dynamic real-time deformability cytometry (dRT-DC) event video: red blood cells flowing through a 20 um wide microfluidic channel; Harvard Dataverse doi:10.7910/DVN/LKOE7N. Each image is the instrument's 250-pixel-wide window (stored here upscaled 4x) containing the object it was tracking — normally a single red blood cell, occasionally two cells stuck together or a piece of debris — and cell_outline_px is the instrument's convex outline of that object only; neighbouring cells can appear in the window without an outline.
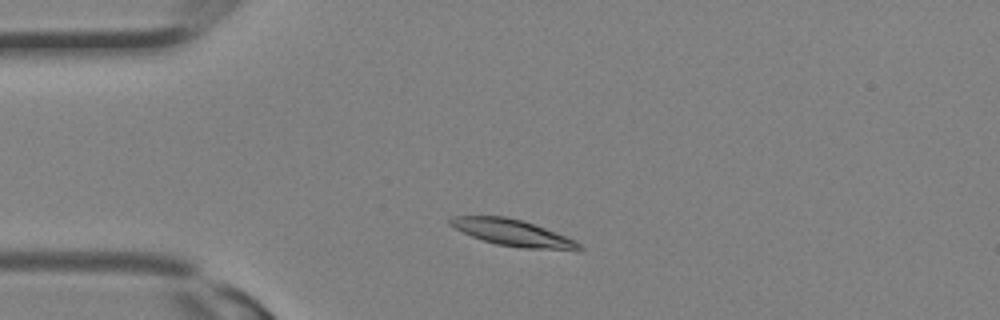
{"species": "Egyptian fruit bat (a non-hibernating species)", "species_latin": "Rousettus aegyptiacus", "temperature_condition": "room temperature", "stored_images_in_passage": 17, "camera_frame_rate_fps": 3000, "um_per_image_px": 0.085, "animal": {"sex": "female"}, "frame": {"image": 1, "passage_image": 4, "time_ms": 1.0, "image_size_px": [1000, 320], "cell_outline_px": [[584, 248], [580, 252], [576, 252], [524, 248], [496, 244], [472, 236], [448, 224], [448, 220], [452, 216], [504, 216], [520, 220], [544, 228], [576, 240]], "centroid_in_image_um": [43.68, 19.82], "position_along_channel_um": 41.3, "area_um2": 20.0}}
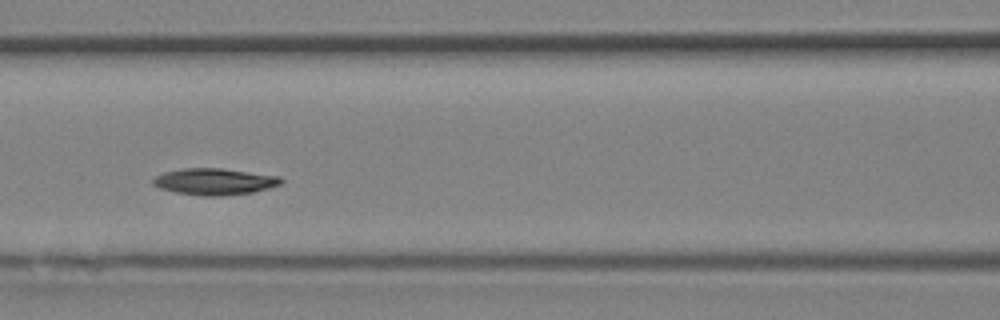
{"frame": {"image": 2, "passage_image": 10, "time_ms": 3.0, "image_size_px": [1000, 320], "cell_outline_px": [[284, 180], [280, 184], [268, 188], [252, 192], [220, 196], [200, 196], [176, 192], [160, 188], [152, 184], [152, 180], [156, 176], [164, 172], [180, 168], [220, 168], [280, 176]], "centroid_in_image_um": [18.21, 15.43], "position_along_channel_um": 148.4, "area_um2": 19.77}}
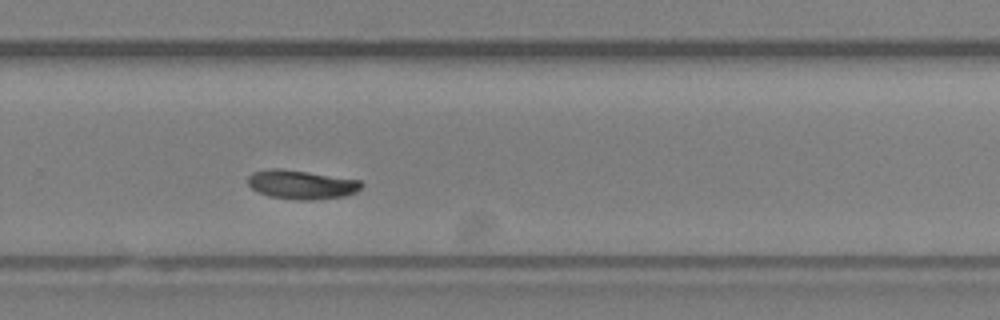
{"frame": {"image": 3, "passage_image": 17, "time_ms": 5.333, "image_size_px": [1000, 320], "cell_outline_px": [[364, 184], [356, 192], [344, 196], [308, 200], [300, 200], [268, 196], [252, 188], [248, 184], [248, 176], [252, 172], [268, 168], [276, 168], [308, 172], [360, 180]], "centroid_in_image_um": [25.61, 15.68], "position_along_channel_um": 304.2, "area_um2": 19.02}}